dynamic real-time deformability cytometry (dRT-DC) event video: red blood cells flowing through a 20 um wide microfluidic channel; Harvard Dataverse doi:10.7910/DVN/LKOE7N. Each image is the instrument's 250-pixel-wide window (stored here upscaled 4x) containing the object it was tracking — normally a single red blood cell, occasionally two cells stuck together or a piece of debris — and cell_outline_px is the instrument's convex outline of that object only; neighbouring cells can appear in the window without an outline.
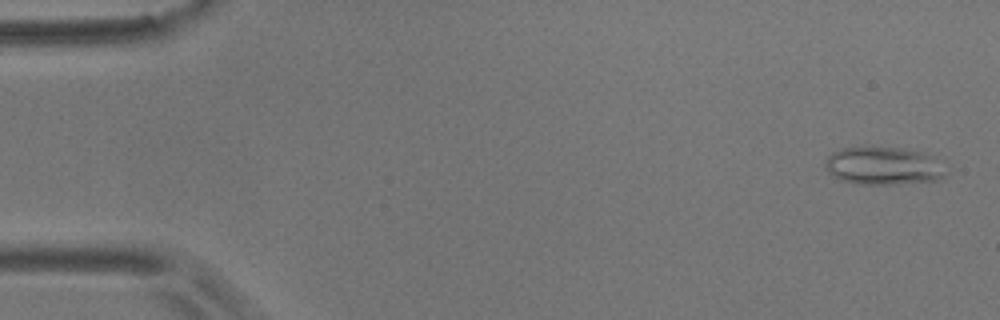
{"species": "common noctule bat (a hibernating species)", "species_latin": "Nyctalus noctula", "temperature_condition": "room temperature", "stored_images_in_passage": 5, "camera_frame_rate_fps": 3000, "um_per_image_px": 0.085, "animal": {"sex": "male", "body_mass_g": 17.9}, "frame": {"image": 1, "passage_image": 1, "time_ms": 0.0, "image_size_px": [1000, 320], "cell_outline_px": [[944, 176], [940, 180], [896, 184], [856, 184], [840, 180], [832, 176], [828, 172], [824, 164], [828, 156], [832, 152], [840, 148], [900, 148], [924, 152], [936, 156], [944, 172]], "centroid_in_image_um": [75.07, 14.11], "position_along_channel_um": 9.9, "area_um2": 26.65}}